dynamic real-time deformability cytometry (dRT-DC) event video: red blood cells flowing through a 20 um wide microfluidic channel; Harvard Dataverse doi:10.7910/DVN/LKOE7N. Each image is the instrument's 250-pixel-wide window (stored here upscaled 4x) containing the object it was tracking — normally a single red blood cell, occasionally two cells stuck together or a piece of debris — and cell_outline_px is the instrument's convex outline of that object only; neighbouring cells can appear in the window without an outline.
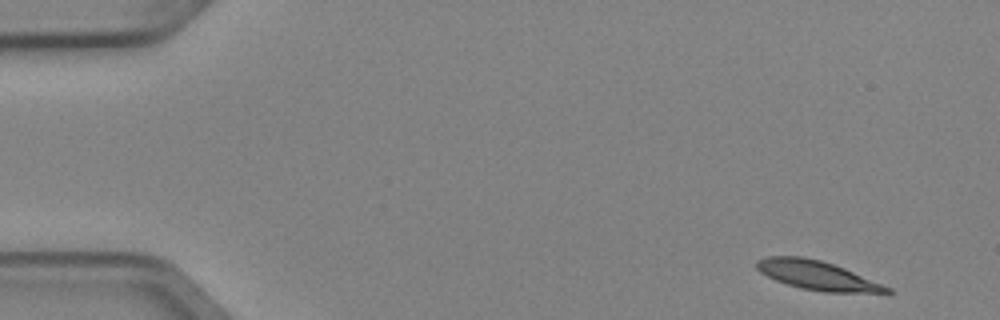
{"species": "Egyptian fruit bat (a non-hibernating species)", "species_latin": "Rousettus aegyptiacus", "temperature_condition": "cold", "stored_images_in_passage": 4, "camera_frame_rate_fps": 3000, "um_per_image_px": 0.085, "animal": {"sex": "female"}, "frame": {"image": 1, "passage_image": 1, "time_ms": 0.0, "image_size_px": [1000, 320], "cell_outline_px": [[892, 292], [888, 296], [824, 292], [800, 288], [776, 280], [760, 272], [756, 268], [756, 260], [768, 256], [804, 256], [820, 260], [844, 268], [892, 288]], "centroid_in_image_um": [69.61, 23.46], "position_along_channel_um": 15.4, "area_um2": 22.72}}
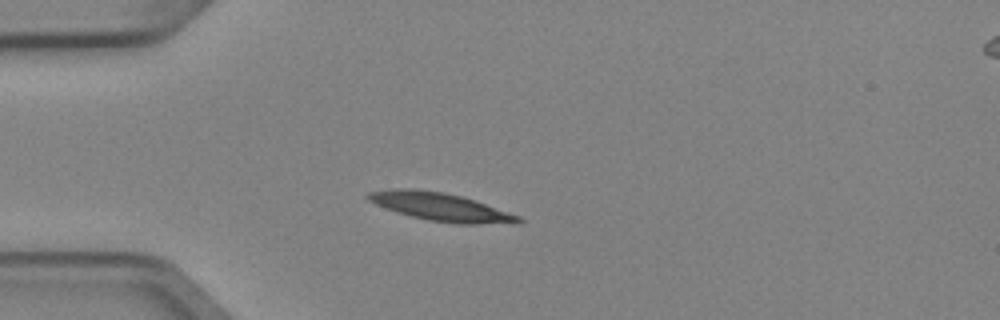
{"frame": {"image": 2, "passage_image": 4, "time_ms": 1.0, "image_size_px": [1000, 320], "cell_outline_px": [[524, 220], [520, 224], [456, 224], [428, 220], [396, 212], [376, 204], [368, 200], [364, 196], [368, 192], [388, 188], [412, 188], [444, 192], [476, 200], [520, 216]], "centroid_in_image_um": [37.48, 17.59], "position_along_channel_um": 47.5, "area_um2": 24.97}}